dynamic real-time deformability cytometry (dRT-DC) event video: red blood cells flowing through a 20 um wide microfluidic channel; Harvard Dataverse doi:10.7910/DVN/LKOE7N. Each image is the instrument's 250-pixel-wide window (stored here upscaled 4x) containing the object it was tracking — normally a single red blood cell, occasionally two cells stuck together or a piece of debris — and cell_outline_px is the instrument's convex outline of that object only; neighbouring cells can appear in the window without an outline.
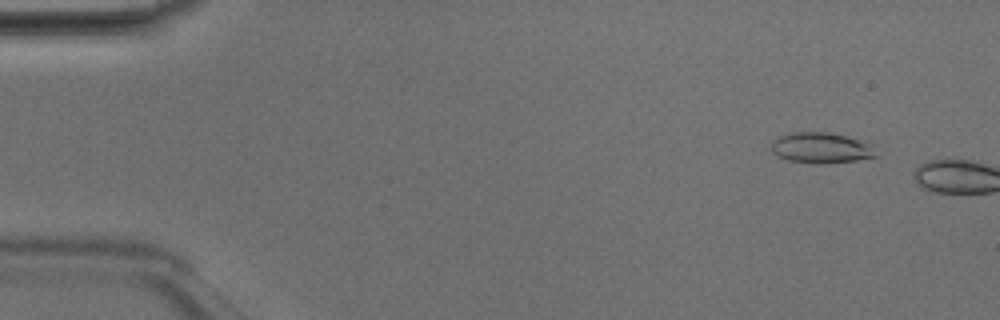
{"species": "Egyptian fruit bat (a non-hibernating species)", "species_latin": "Rousettus aegyptiacus", "temperature_condition": "room temperature", "stored_images_in_passage": 6, "camera_frame_rate_fps": 3000, "um_per_image_px": 0.085, "animal": {"sex": "male"}, "frame": {"image": 1, "passage_image": 4, "time_ms": 1.0, "image_size_px": [1000, 320], "cell_outline_px": [[876, 156], [856, 160], [824, 164], [820, 164], [788, 160], [776, 156], [768, 148], [772, 140], [780, 136], [792, 132], [828, 132], [872, 140]], "centroid_in_image_um": [69.82, 12.55], "position_along_channel_um": 15.2, "area_um2": 19.36}}